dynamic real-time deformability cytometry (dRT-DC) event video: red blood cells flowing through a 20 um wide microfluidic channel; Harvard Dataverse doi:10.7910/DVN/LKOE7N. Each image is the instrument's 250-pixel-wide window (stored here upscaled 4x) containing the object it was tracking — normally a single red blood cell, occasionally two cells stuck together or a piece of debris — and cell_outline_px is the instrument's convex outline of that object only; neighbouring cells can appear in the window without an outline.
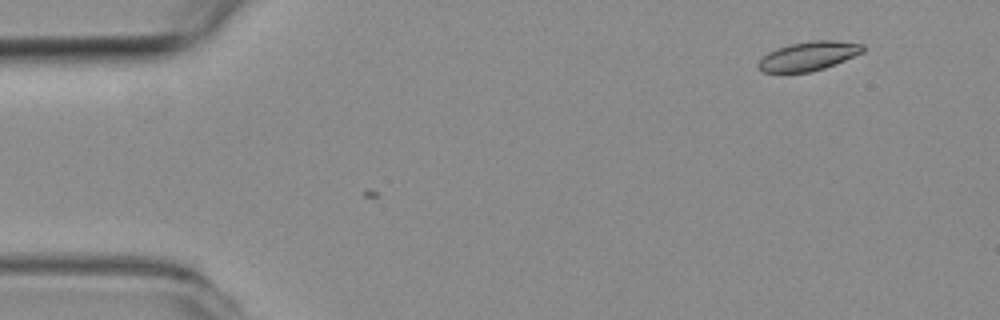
{"species": "common noctule bat (a hibernating species)", "species_latin": "Nyctalus noctula", "temperature_condition": "room temperature", "stored_images_in_passage": 4, "camera_frame_rate_fps": 3000, "um_per_image_px": 0.085, "animal": {"sex": "female", "body_mass_g": 19.3, "forearm_length_mm": 54.1}, "frame": {"image": 1, "passage_image": 4, "time_ms": 1.0, "image_size_px": [1000, 320], "cell_outline_px": [[864, 52], [824, 68], [808, 72], [764, 72], [756, 64], [768, 52], [776, 48], [788, 44], [812, 40], [836, 40], [864, 44]], "centroid_in_image_um": [68.74, 4.74], "position_along_channel_um": 16.3, "area_um2": 17.63}}